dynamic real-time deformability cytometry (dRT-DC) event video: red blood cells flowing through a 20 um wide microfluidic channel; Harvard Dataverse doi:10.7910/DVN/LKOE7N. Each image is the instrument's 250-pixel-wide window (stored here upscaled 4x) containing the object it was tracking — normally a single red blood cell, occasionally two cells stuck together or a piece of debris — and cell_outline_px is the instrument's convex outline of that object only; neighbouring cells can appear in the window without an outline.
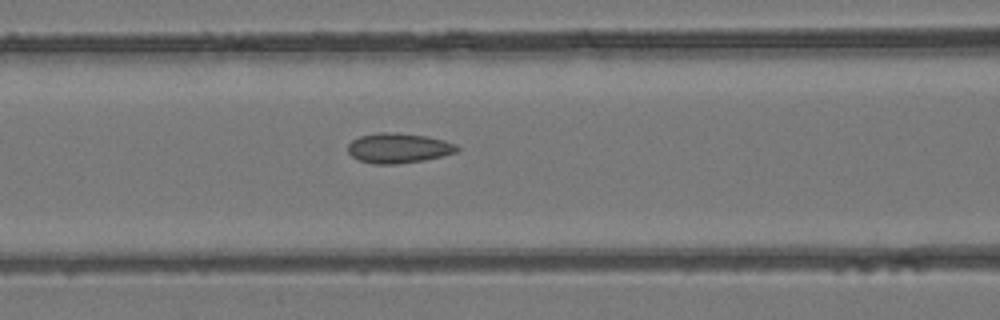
{"species": "common noctule bat (a hibernating species)", "species_latin": "Nyctalus noctula", "temperature_condition": "room temperature", "stored_images_in_passage": 6, "camera_frame_rate_fps": 3000, "um_per_image_px": 0.085, "animal": {"sex": "female", "body_mass_g": 24.6, "forearm_length_mm": 56.2}, "frame": {"image": 1, "passage_image": 6, "time_ms": 1.667, "image_size_px": [1000, 320], "cell_outline_px": [[460, 148], [456, 152], [424, 160], [396, 164], [372, 164], [360, 160], [352, 156], [348, 152], [348, 144], [352, 140], [360, 136], [380, 132], [392, 132], [428, 136], [444, 140], [456, 144]], "centroid_in_image_um": [33.86, 12.58], "position_along_channel_um": 132.7, "area_um2": 19.02}}